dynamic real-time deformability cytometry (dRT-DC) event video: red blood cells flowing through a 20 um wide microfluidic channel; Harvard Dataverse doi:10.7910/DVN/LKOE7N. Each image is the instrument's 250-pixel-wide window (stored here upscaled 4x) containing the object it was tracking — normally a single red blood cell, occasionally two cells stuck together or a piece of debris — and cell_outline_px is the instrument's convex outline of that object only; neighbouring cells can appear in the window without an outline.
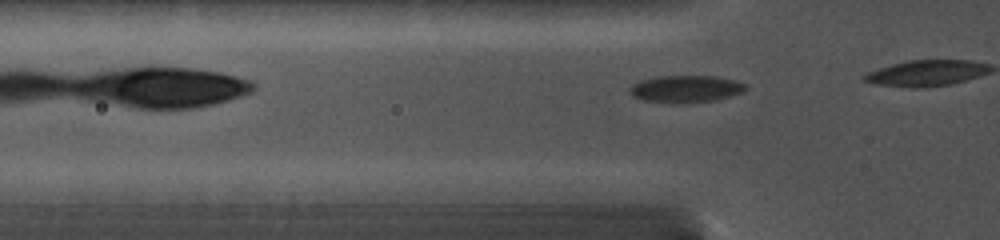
{"species": "common noctule bat (a hibernating species)", "species_latin": "Nyctalus noctula", "temperature_condition": "cold", "stored_images_in_passage": 7, "camera_frame_rate_fps": 5000, "um_per_image_px": 0.085, "animal": {"sex": "female", "body_mass_g": 19.0, "forearm_length_mm": 56.7}, "frame": {"image": 1, "passage_image": 3, "time_ms": 0.6, "image_size_px": [1000, 240], "cell_outline_px": [[748, 88], [744, 92], [716, 100], [676, 104], [672, 104], [644, 100], [632, 96], [628, 92], [628, 88], [632, 84], [640, 80], [656, 76], [716, 76], [748, 84]], "centroid_in_image_um": [58.26, 7.56], "position_along_channel_um": 67.5, "area_um2": 18.67}}
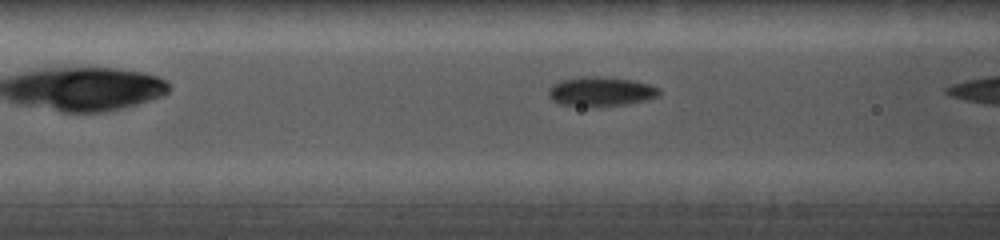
{"frame": {"image": 2, "passage_image": 6, "time_ms": 1.8, "image_size_px": [1000, 240], "cell_outline_px": [[660, 96], [648, 100], [628, 104], [600, 108], [592, 108], [560, 104], [552, 100], [548, 96], [548, 88], [552, 84], [560, 80], [580, 76], [596, 76], [632, 80], [652, 84], [660, 88]], "centroid_in_image_um": [51.08, 7.8], "position_along_channel_um": 115.5, "area_um2": 19.77}}